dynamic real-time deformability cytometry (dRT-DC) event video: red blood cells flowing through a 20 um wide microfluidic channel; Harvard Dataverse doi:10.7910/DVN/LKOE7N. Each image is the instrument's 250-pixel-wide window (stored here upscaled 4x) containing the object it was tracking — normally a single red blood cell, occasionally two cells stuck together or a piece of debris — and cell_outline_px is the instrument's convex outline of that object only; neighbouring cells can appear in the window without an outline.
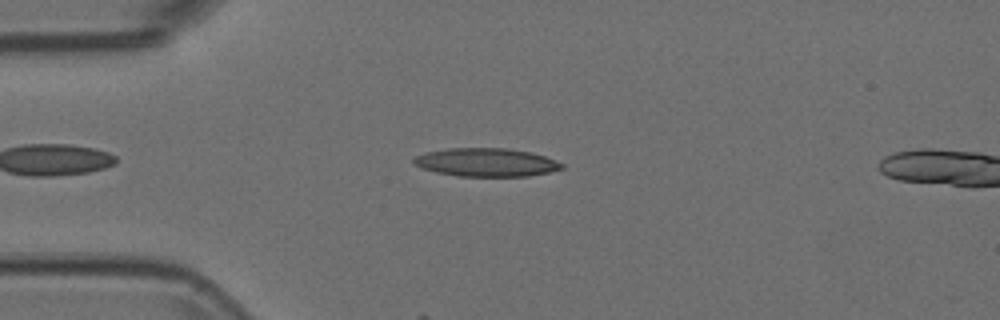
{"species": "Egyptian fruit bat (a non-hibernating species)", "species_latin": "Rousettus aegyptiacus", "temperature_condition": "room temperature", "stored_images_in_passage": 15, "camera_frame_rate_fps": 3000, "um_per_image_px": 0.085, "animal": {"sex": "female"}, "frame": {"image": 1, "passage_image": 8, "time_ms": 2.333, "image_size_px": [1000, 320], "cell_outline_px": [[564, 168], [548, 172], [528, 176], [456, 176], [436, 172], [412, 164], [412, 160], [416, 156], [424, 152], [448, 148], [508, 148], [528, 152], [544, 156], [564, 164]], "centroid_in_image_um": [41.29, 13.79], "position_along_channel_um": 43.7, "area_um2": 24.39}}